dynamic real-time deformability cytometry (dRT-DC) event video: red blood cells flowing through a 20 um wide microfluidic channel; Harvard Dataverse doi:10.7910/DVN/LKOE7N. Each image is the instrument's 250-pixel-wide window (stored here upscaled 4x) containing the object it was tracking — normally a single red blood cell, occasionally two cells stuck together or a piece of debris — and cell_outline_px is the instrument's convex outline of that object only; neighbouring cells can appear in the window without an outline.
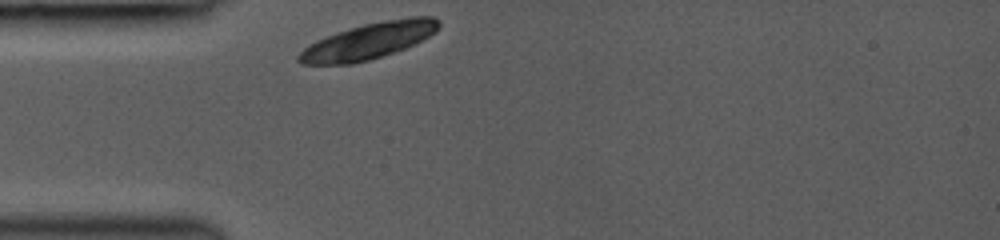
{"species": "common noctule bat (a hibernating species)", "species_latin": "Nyctalus noctula", "temperature_condition": "room temperature", "stored_images_in_passage": 28, "camera_frame_rate_fps": 3000, "um_per_image_px": 0.085, "animal": {"sex": "female", "body_mass_g": 19.0, "forearm_length_mm": 53.3}, "frame": {"image": 1, "passage_image": 1, "time_ms": 0.0, "image_size_px": [1000, 240], "cell_outline_px": [[440, 24], [436, 32], [404, 48], [368, 60], [352, 64], [300, 64], [296, 60], [296, 56], [304, 48], [316, 40], [348, 28], [364, 24], [412, 16], [432, 16], [440, 20]], "centroid_in_image_um": [31.3, 3.48], "position_along_channel_um": 53.7, "area_um2": 29.13}}
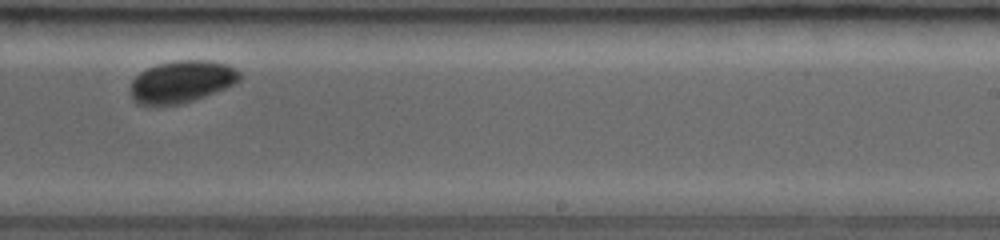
{"frame": {"image": 2, "passage_image": 18, "time_ms": 5.667, "image_size_px": [1000, 240], "cell_outline_px": [[244, 76], [240, 80], [224, 88], [204, 96], [180, 104], [156, 108], [136, 104], [132, 100], [132, 80], [140, 72], [156, 64], [176, 60], [208, 60], [228, 64], [236, 68]], "centroid_in_image_um": [15.42, 6.96], "position_along_channel_um": 273.6, "area_um2": 27.22}}
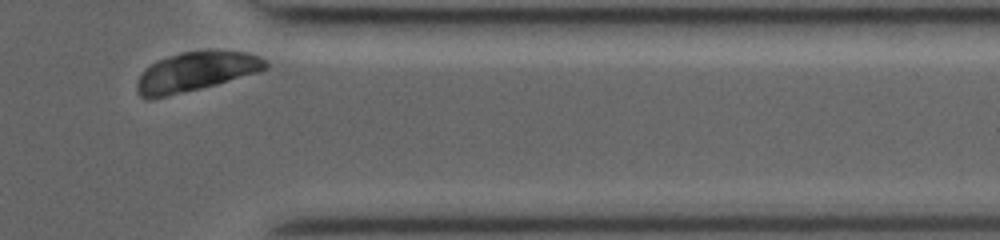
{"frame": {"image": 3, "passage_image": 27, "time_ms": 8.667, "image_size_px": [1000, 240], "cell_outline_px": [[268, 68], [256, 72], [216, 84], [152, 100], [148, 100], [140, 96], [136, 88], [136, 84], [140, 76], [156, 60], [168, 56], [184, 52], [244, 52], [260, 56], [268, 64]], "centroid_in_image_um": [16.59, 6.12], "position_along_channel_um": 394.8, "area_um2": 28.67}}